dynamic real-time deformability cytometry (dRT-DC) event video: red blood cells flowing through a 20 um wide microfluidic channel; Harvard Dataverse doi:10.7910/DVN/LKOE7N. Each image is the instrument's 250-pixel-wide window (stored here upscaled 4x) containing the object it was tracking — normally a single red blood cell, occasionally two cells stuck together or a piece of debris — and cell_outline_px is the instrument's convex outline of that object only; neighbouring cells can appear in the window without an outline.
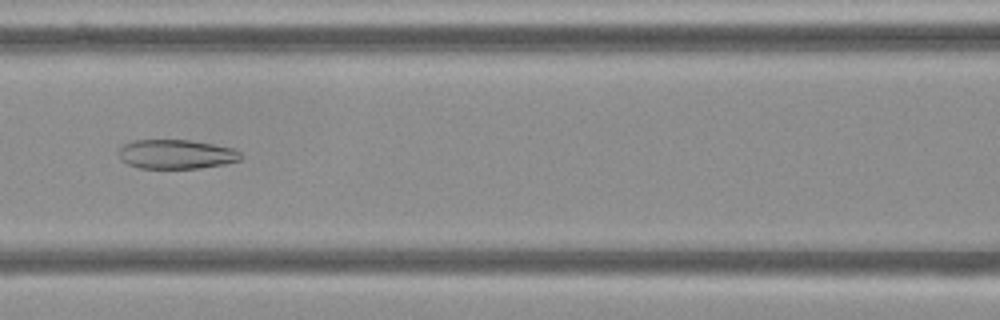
{"species": "Egyptian fruit bat (a non-hibernating species)", "species_latin": "Rousettus aegyptiacus", "temperature_condition": "cold", "stored_images_in_passage": 53, "camera_frame_rate_fps": 3000, "um_per_image_px": 0.085, "frame": {"image": 1, "passage_image": 22, "time_ms": 7.0, "image_size_px": [1000, 320], "cell_outline_px": [[244, 156], [240, 160], [224, 164], [200, 168], [140, 168], [128, 164], [120, 160], [120, 148], [124, 144], [132, 140], [192, 140], [232, 148], [240, 152]], "centroid_in_image_um": [14.99, 13.11], "position_along_channel_um": 151.6, "area_um2": 20.81}}
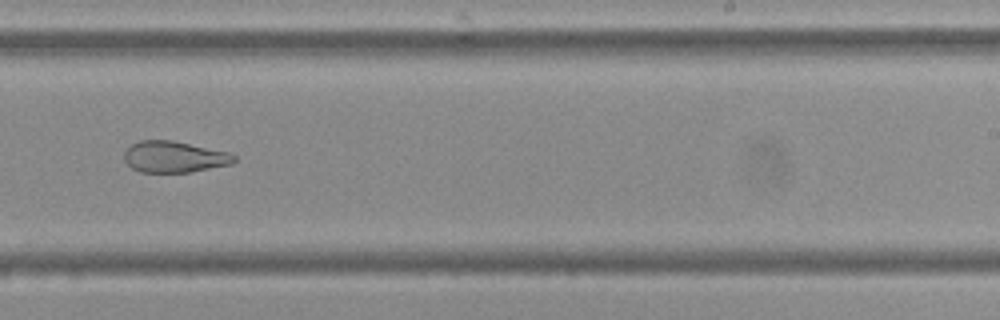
{"frame": {"image": 2, "passage_image": 32, "time_ms": 10.333, "image_size_px": [1000, 320], "cell_outline_px": [[236, 160], [232, 164], [188, 172], [140, 172], [132, 168], [124, 160], [124, 152], [132, 144], [140, 140], [172, 140], [232, 152], [236, 156]], "centroid_in_image_um": [14.84, 13.32], "position_along_channel_um": 274.2, "area_um2": 20.17}}
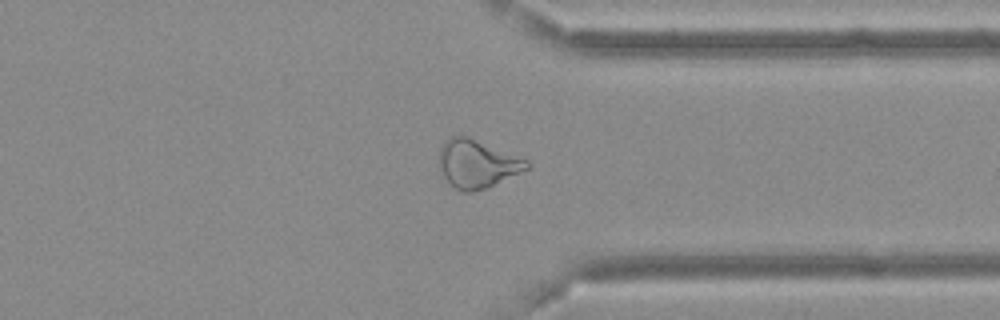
{"frame": {"image": 3, "passage_image": 40, "time_ms": 13.0, "image_size_px": [1000, 320], "cell_outline_px": [[532, 164], [528, 168], [488, 188], [472, 192], [464, 192], [456, 188], [440, 172], [440, 148], [444, 140], [452, 136], [468, 136], [528, 160]], "centroid_in_image_um": [40.56, 13.92], "position_along_channel_um": 370.8, "area_um2": 24.39}, "authors_computed_cell_mechanics": {"area_um2": 26.3568, "velocity_mm_per_s": 3.6932, "shape_relaxation_time_tau1_ms": null, "shape_relaxation_time_tau2_ms": 3.0513, "deformation_change_tau1": null, "deformation_change_tau2": 0.106}}